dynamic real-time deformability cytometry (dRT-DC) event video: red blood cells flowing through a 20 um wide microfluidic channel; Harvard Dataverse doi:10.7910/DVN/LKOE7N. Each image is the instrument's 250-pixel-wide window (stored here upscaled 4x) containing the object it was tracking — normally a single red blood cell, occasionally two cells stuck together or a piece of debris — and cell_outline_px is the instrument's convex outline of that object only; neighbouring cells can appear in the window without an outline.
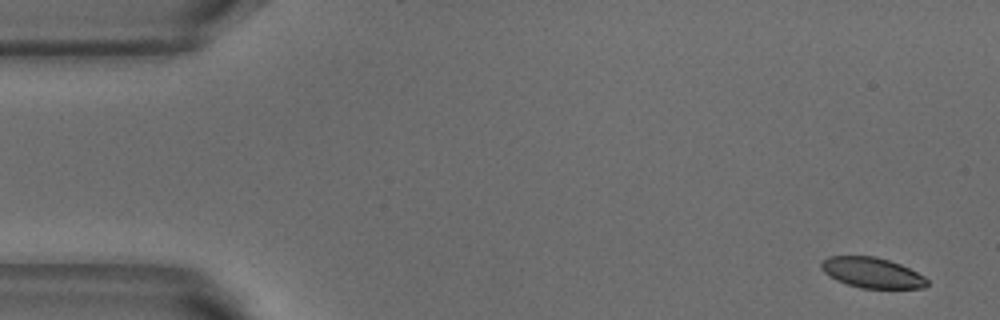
{"species": "common noctule bat (a hibernating species)", "species_latin": "Nyctalus noctula", "temperature_condition": "warm", "stored_images_in_passage": 5, "camera_frame_rate_fps": 3000, "um_per_image_px": 0.085, "animal": {"sex": "male", "body_mass_g": 18.8}, "frame": {"image": 1, "passage_image": 1, "time_ms": 0.0, "image_size_px": [1000, 320], "cell_outline_px": [[928, 284], [924, 288], [860, 288], [836, 280], [828, 276], [820, 268], [820, 264], [828, 256], [876, 256], [900, 264], [924, 276], [928, 280]], "centroid_in_image_um": [74.1, 23.18], "position_along_channel_um": 10.9, "area_um2": 18.73}}